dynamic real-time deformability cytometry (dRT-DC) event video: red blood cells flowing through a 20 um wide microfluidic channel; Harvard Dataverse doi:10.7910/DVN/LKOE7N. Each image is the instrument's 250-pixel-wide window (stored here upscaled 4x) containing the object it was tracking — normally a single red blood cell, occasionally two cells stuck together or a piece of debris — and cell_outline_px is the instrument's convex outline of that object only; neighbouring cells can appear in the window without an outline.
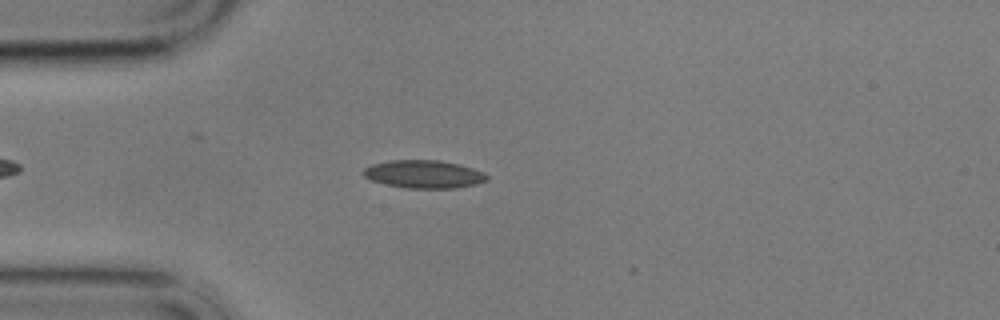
{"species": "common noctule bat (a hibernating species)", "species_latin": "Nyctalus noctula", "temperature_condition": "cold", "stored_images_in_passage": 5, "camera_frame_rate_fps": 3000, "um_per_image_px": 0.085, "animal": {"sex": "male", "body_mass_g": 17.9}, "frame": {"image": 1, "passage_image": 5, "time_ms": 4.333, "image_size_px": [1000, 320], "cell_outline_px": [[488, 180], [476, 184], [456, 188], [408, 188], [384, 184], [372, 180], [364, 176], [360, 172], [364, 168], [372, 164], [388, 160], [440, 160], [460, 164], [484, 172], [488, 176]], "centroid_in_image_um": [36.02, 14.8], "position_along_channel_um": 49.0, "area_um2": 20.29}}